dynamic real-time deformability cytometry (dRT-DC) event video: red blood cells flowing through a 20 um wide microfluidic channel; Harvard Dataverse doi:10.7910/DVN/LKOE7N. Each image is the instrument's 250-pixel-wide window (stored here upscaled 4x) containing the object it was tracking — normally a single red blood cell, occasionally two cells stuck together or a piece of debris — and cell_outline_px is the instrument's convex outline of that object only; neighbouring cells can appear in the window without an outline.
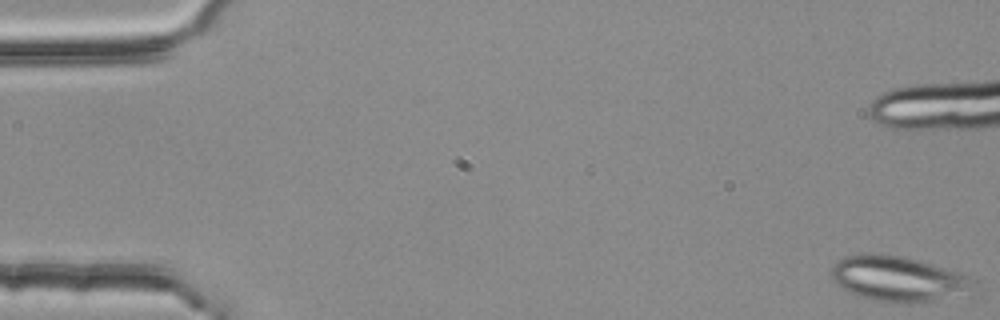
{"species": "common noctule bat (a hibernating species)", "species_latin": "Nyctalus noctula", "temperature_condition": "room temperature", "stored_images_in_passage": 6, "camera_frame_rate_fps": 3000, "um_per_image_px": 0.085, "animal": {"sex": "female", "body_mass_g": 25.1}, "frame": {"image": 1, "passage_image": 1, "time_ms": 0.0, "image_size_px": [1000, 320], "cell_outline_px": [[976, 296], [972, 300], [908, 304], [872, 300], [860, 296], [844, 288], [832, 280], [832, 264], [844, 256], [860, 252], [868, 252], [900, 256], [932, 264], [956, 272], [972, 280]], "centroid_in_image_um": [76.51, 23.76], "position_along_channel_um": 8.5, "area_um2": 39.02}}